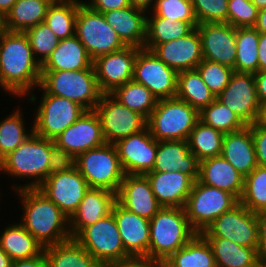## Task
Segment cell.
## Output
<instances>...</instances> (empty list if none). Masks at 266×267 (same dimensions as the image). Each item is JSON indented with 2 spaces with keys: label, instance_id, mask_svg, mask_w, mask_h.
Wrapping results in <instances>:
<instances>
[{
  "label": "cell",
  "instance_id": "37",
  "mask_svg": "<svg viewBox=\"0 0 266 267\" xmlns=\"http://www.w3.org/2000/svg\"><path fill=\"white\" fill-rule=\"evenodd\" d=\"M22 111L23 109L17 104L10 114H6V117L0 120V160L14 151L33 133L32 123H28L31 127L29 130L26 129L27 118H24Z\"/></svg>",
  "mask_w": 266,
  "mask_h": 267
},
{
  "label": "cell",
  "instance_id": "66",
  "mask_svg": "<svg viewBox=\"0 0 266 267\" xmlns=\"http://www.w3.org/2000/svg\"><path fill=\"white\" fill-rule=\"evenodd\" d=\"M45 1H47L49 4L52 5V4H60V3H63L67 0H45Z\"/></svg>",
  "mask_w": 266,
  "mask_h": 267
},
{
  "label": "cell",
  "instance_id": "46",
  "mask_svg": "<svg viewBox=\"0 0 266 267\" xmlns=\"http://www.w3.org/2000/svg\"><path fill=\"white\" fill-rule=\"evenodd\" d=\"M147 17H166L173 20L188 22L196 28L198 22L195 18L191 0H156Z\"/></svg>",
  "mask_w": 266,
  "mask_h": 267
},
{
  "label": "cell",
  "instance_id": "17",
  "mask_svg": "<svg viewBox=\"0 0 266 267\" xmlns=\"http://www.w3.org/2000/svg\"><path fill=\"white\" fill-rule=\"evenodd\" d=\"M139 50L134 46H126L93 60L97 82L103 94H110L117 87L133 80L134 63Z\"/></svg>",
  "mask_w": 266,
  "mask_h": 267
},
{
  "label": "cell",
  "instance_id": "3",
  "mask_svg": "<svg viewBox=\"0 0 266 267\" xmlns=\"http://www.w3.org/2000/svg\"><path fill=\"white\" fill-rule=\"evenodd\" d=\"M50 149L51 140L32 133L14 151L0 160V174H6L5 177L8 175L14 182L11 191L38 188L47 179ZM15 179L23 180L24 184H17ZM25 180L27 181L24 182Z\"/></svg>",
  "mask_w": 266,
  "mask_h": 267
},
{
  "label": "cell",
  "instance_id": "40",
  "mask_svg": "<svg viewBox=\"0 0 266 267\" xmlns=\"http://www.w3.org/2000/svg\"><path fill=\"white\" fill-rule=\"evenodd\" d=\"M224 134L198 120L188 138L190 152L199 162L222 153Z\"/></svg>",
  "mask_w": 266,
  "mask_h": 267
},
{
  "label": "cell",
  "instance_id": "20",
  "mask_svg": "<svg viewBox=\"0 0 266 267\" xmlns=\"http://www.w3.org/2000/svg\"><path fill=\"white\" fill-rule=\"evenodd\" d=\"M54 142L74 158L89 149L104 145L106 142L98 114L94 110L85 111Z\"/></svg>",
  "mask_w": 266,
  "mask_h": 267
},
{
  "label": "cell",
  "instance_id": "1",
  "mask_svg": "<svg viewBox=\"0 0 266 267\" xmlns=\"http://www.w3.org/2000/svg\"><path fill=\"white\" fill-rule=\"evenodd\" d=\"M41 65L24 32L7 31L0 38V90L14 99L25 98L40 85Z\"/></svg>",
  "mask_w": 266,
  "mask_h": 267
},
{
  "label": "cell",
  "instance_id": "56",
  "mask_svg": "<svg viewBox=\"0 0 266 267\" xmlns=\"http://www.w3.org/2000/svg\"><path fill=\"white\" fill-rule=\"evenodd\" d=\"M253 75L256 83L257 97L261 106H263L266 104V70L258 71Z\"/></svg>",
  "mask_w": 266,
  "mask_h": 267
},
{
  "label": "cell",
  "instance_id": "53",
  "mask_svg": "<svg viewBox=\"0 0 266 267\" xmlns=\"http://www.w3.org/2000/svg\"><path fill=\"white\" fill-rule=\"evenodd\" d=\"M109 267H164V262L149 256H129Z\"/></svg>",
  "mask_w": 266,
  "mask_h": 267
},
{
  "label": "cell",
  "instance_id": "11",
  "mask_svg": "<svg viewBox=\"0 0 266 267\" xmlns=\"http://www.w3.org/2000/svg\"><path fill=\"white\" fill-rule=\"evenodd\" d=\"M239 201L224 190L194 181L191 193L184 206L191 227L202 233L221 214L230 210Z\"/></svg>",
  "mask_w": 266,
  "mask_h": 267
},
{
  "label": "cell",
  "instance_id": "39",
  "mask_svg": "<svg viewBox=\"0 0 266 267\" xmlns=\"http://www.w3.org/2000/svg\"><path fill=\"white\" fill-rule=\"evenodd\" d=\"M121 104L141 114L146 120L155 109L158 99L143 84L128 81L110 93Z\"/></svg>",
  "mask_w": 266,
  "mask_h": 267
},
{
  "label": "cell",
  "instance_id": "28",
  "mask_svg": "<svg viewBox=\"0 0 266 267\" xmlns=\"http://www.w3.org/2000/svg\"><path fill=\"white\" fill-rule=\"evenodd\" d=\"M198 181L231 193L238 201L244 189V176L222 155L199 162Z\"/></svg>",
  "mask_w": 266,
  "mask_h": 267
},
{
  "label": "cell",
  "instance_id": "52",
  "mask_svg": "<svg viewBox=\"0 0 266 267\" xmlns=\"http://www.w3.org/2000/svg\"><path fill=\"white\" fill-rule=\"evenodd\" d=\"M82 2L92 10L100 13L131 6L129 0H82Z\"/></svg>",
  "mask_w": 266,
  "mask_h": 267
},
{
  "label": "cell",
  "instance_id": "33",
  "mask_svg": "<svg viewBox=\"0 0 266 267\" xmlns=\"http://www.w3.org/2000/svg\"><path fill=\"white\" fill-rule=\"evenodd\" d=\"M164 267H216V263L209 242L201 233H197L164 261Z\"/></svg>",
  "mask_w": 266,
  "mask_h": 267
},
{
  "label": "cell",
  "instance_id": "19",
  "mask_svg": "<svg viewBox=\"0 0 266 267\" xmlns=\"http://www.w3.org/2000/svg\"><path fill=\"white\" fill-rule=\"evenodd\" d=\"M201 38L203 59L234 69L237 54L236 28L229 23L197 25Z\"/></svg>",
  "mask_w": 266,
  "mask_h": 267
},
{
  "label": "cell",
  "instance_id": "50",
  "mask_svg": "<svg viewBox=\"0 0 266 267\" xmlns=\"http://www.w3.org/2000/svg\"><path fill=\"white\" fill-rule=\"evenodd\" d=\"M75 167V158L51 140L49 175L67 172Z\"/></svg>",
  "mask_w": 266,
  "mask_h": 267
},
{
  "label": "cell",
  "instance_id": "18",
  "mask_svg": "<svg viewBox=\"0 0 266 267\" xmlns=\"http://www.w3.org/2000/svg\"><path fill=\"white\" fill-rule=\"evenodd\" d=\"M124 174H146L152 171L157 140L146 127L141 132L118 140L115 144Z\"/></svg>",
  "mask_w": 266,
  "mask_h": 267
},
{
  "label": "cell",
  "instance_id": "60",
  "mask_svg": "<svg viewBox=\"0 0 266 267\" xmlns=\"http://www.w3.org/2000/svg\"><path fill=\"white\" fill-rule=\"evenodd\" d=\"M16 1L17 0H0V12L6 16Z\"/></svg>",
  "mask_w": 266,
  "mask_h": 267
},
{
  "label": "cell",
  "instance_id": "41",
  "mask_svg": "<svg viewBox=\"0 0 266 267\" xmlns=\"http://www.w3.org/2000/svg\"><path fill=\"white\" fill-rule=\"evenodd\" d=\"M260 33L254 27L236 28L235 72H258V44Z\"/></svg>",
  "mask_w": 266,
  "mask_h": 267
},
{
  "label": "cell",
  "instance_id": "2",
  "mask_svg": "<svg viewBox=\"0 0 266 267\" xmlns=\"http://www.w3.org/2000/svg\"><path fill=\"white\" fill-rule=\"evenodd\" d=\"M19 198L22 213L19 222L46 248L72 238L69 218L38 188L13 192Z\"/></svg>",
  "mask_w": 266,
  "mask_h": 267
},
{
  "label": "cell",
  "instance_id": "8",
  "mask_svg": "<svg viewBox=\"0 0 266 267\" xmlns=\"http://www.w3.org/2000/svg\"><path fill=\"white\" fill-rule=\"evenodd\" d=\"M75 167L90 188H103L118 193L124 172L114 144L89 149L75 158Z\"/></svg>",
  "mask_w": 266,
  "mask_h": 267
},
{
  "label": "cell",
  "instance_id": "34",
  "mask_svg": "<svg viewBox=\"0 0 266 267\" xmlns=\"http://www.w3.org/2000/svg\"><path fill=\"white\" fill-rule=\"evenodd\" d=\"M217 267H256L258 248L240 246L226 238H206Z\"/></svg>",
  "mask_w": 266,
  "mask_h": 267
},
{
  "label": "cell",
  "instance_id": "12",
  "mask_svg": "<svg viewBox=\"0 0 266 267\" xmlns=\"http://www.w3.org/2000/svg\"><path fill=\"white\" fill-rule=\"evenodd\" d=\"M201 234L205 238H226L240 246L258 248L257 215L238 202Z\"/></svg>",
  "mask_w": 266,
  "mask_h": 267
},
{
  "label": "cell",
  "instance_id": "15",
  "mask_svg": "<svg viewBox=\"0 0 266 267\" xmlns=\"http://www.w3.org/2000/svg\"><path fill=\"white\" fill-rule=\"evenodd\" d=\"M217 99L233 111L246 126L260 119L262 106L257 97L252 73L234 72L229 84Z\"/></svg>",
  "mask_w": 266,
  "mask_h": 267
},
{
  "label": "cell",
  "instance_id": "10",
  "mask_svg": "<svg viewBox=\"0 0 266 267\" xmlns=\"http://www.w3.org/2000/svg\"><path fill=\"white\" fill-rule=\"evenodd\" d=\"M75 239L103 267H109L130 256L122 244L112 212L96 223L85 227Z\"/></svg>",
  "mask_w": 266,
  "mask_h": 267
},
{
  "label": "cell",
  "instance_id": "38",
  "mask_svg": "<svg viewBox=\"0 0 266 267\" xmlns=\"http://www.w3.org/2000/svg\"><path fill=\"white\" fill-rule=\"evenodd\" d=\"M193 29L188 22L181 20L166 17H147L144 49L151 51L156 45L184 37Z\"/></svg>",
  "mask_w": 266,
  "mask_h": 267
},
{
  "label": "cell",
  "instance_id": "27",
  "mask_svg": "<svg viewBox=\"0 0 266 267\" xmlns=\"http://www.w3.org/2000/svg\"><path fill=\"white\" fill-rule=\"evenodd\" d=\"M147 13L131 5L105 12L103 15L126 46L143 49L146 40Z\"/></svg>",
  "mask_w": 266,
  "mask_h": 267
},
{
  "label": "cell",
  "instance_id": "49",
  "mask_svg": "<svg viewBox=\"0 0 266 267\" xmlns=\"http://www.w3.org/2000/svg\"><path fill=\"white\" fill-rule=\"evenodd\" d=\"M258 11L251 0H229L227 23L235 28L254 27Z\"/></svg>",
  "mask_w": 266,
  "mask_h": 267
},
{
  "label": "cell",
  "instance_id": "4",
  "mask_svg": "<svg viewBox=\"0 0 266 267\" xmlns=\"http://www.w3.org/2000/svg\"><path fill=\"white\" fill-rule=\"evenodd\" d=\"M149 234V257L164 262L197 232L191 227L184 208L162 207L150 219Z\"/></svg>",
  "mask_w": 266,
  "mask_h": 267
},
{
  "label": "cell",
  "instance_id": "32",
  "mask_svg": "<svg viewBox=\"0 0 266 267\" xmlns=\"http://www.w3.org/2000/svg\"><path fill=\"white\" fill-rule=\"evenodd\" d=\"M48 267H103L75 238L44 248Z\"/></svg>",
  "mask_w": 266,
  "mask_h": 267
},
{
  "label": "cell",
  "instance_id": "22",
  "mask_svg": "<svg viewBox=\"0 0 266 267\" xmlns=\"http://www.w3.org/2000/svg\"><path fill=\"white\" fill-rule=\"evenodd\" d=\"M151 52L177 72L196 69L203 60L197 28L177 40L156 45Z\"/></svg>",
  "mask_w": 266,
  "mask_h": 267
},
{
  "label": "cell",
  "instance_id": "64",
  "mask_svg": "<svg viewBox=\"0 0 266 267\" xmlns=\"http://www.w3.org/2000/svg\"><path fill=\"white\" fill-rule=\"evenodd\" d=\"M251 2L258 8L262 9L266 7V0H251Z\"/></svg>",
  "mask_w": 266,
  "mask_h": 267
},
{
  "label": "cell",
  "instance_id": "24",
  "mask_svg": "<svg viewBox=\"0 0 266 267\" xmlns=\"http://www.w3.org/2000/svg\"><path fill=\"white\" fill-rule=\"evenodd\" d=\"M180 171L193 181L198 180L199 161L190 152L188 141H157L155 163L150 172Z\"/></svg>",
  "mask_w": 266,
  "mask_h": 267
},
{
  "label": "cell",
  "instance_id": "43",
  "mask_svg": "<svg viewBox=\"0 0 266 267\" xmlns=\"http://www.w3.org/2000/svg\"><path fill=\"white\" fill-rule=\"evenodd\" d=\"M239 202L253 213L266 210V167H257L244 177V189Z\"/></svg>",
  "mask_w": 266,
  "mask_h": 267
},
{
  "label": "cell",
  "instance_id": "42",
  "mask_svg": "<svg viewBox=\"0 0 266 267\" xmlns=\"http://www.w3.org/2000/svg\"><path fill=\"white\" fill-rule=\"evenodd\" d=\"M82 0H67L48 7L44 23L59 40L75 36L78 7Z\"/></svg>",
  "mask_w": 266,
  "mask_h": 267
},
{
  "label": "cell",
  "instance_id": "36",
  "mask_svg": "<svg viewBox=\"0 0 266 267\" xmlns=\"http://www.w3.org/2000/svg\"><path fill=\"white\" fill-rule=\"evenodd\" d=\"M176 97L198 112L216 99L196 69L178 72Z\"/></svg>",
  "mask_w": 266,
  "mask_h": 267
},
{
  "label": "cell",
  "instance_id": "29",
  "mask_svg": "<svg viewBox=\"0 0 266 267\" xmlns=\"http://www.w3.org/2000/svg\"><path fill=\"white\" fill-rule=\"evenodd\" d=\"M221 155L244 177L256 167V153L251 128L224 134Z\"/></svg>",
  "mask_w": 266,
  "mask_h": 267
},
{
  "label": "cell",
  "instance_id": "26",
  "mask_svg": "<svg viewBox=\"0 0 266 267\" xmlns=\"http://www.w3.org/2000/svg\"><path fill=\"white\" fill-rule=\"evenodd\" d=\"M116 194L103 188H89L79 207L69 218L70 234L75 238L85 227L111 213Z\"/></svg>",
  "mask_w": 266,
  "mask_h": 267
},
{
  "label": "cell",
  "instance_id": "25",
  "mask_svg": "<svg viewBox=\"0 0 266 267\" xmlns=\"http://www.w3.org/2000/svg\"><path fill=\"white\" fill-rule=\"evenodd\" d=\"M162 207L184 208L194 181L180 171L147 172L144 174Z\"/></svg>",
  "mask_w": 266,
  "mask_h": 267
},
{
  "label": "cell",
  "instance_id": "61",
  "mask_svg": "<svg viewBox=\"0 0 266 267\" xmlns=\"http://www.w3.org/2000/svg\"><path fill=\"white\" fill-rule=\"evenodd\" d=\"M12 259L0 246V267H11Z\"/></svg>",
  "mask_w": 266,
  "mask_h": 267
},
{
  "label": "cell",
  "instance_id": "14",
  "mask_svg": "<svg viewBox=\"0 0 266 267\" xmlns=\"http://www.w3.org/2000/svg\"><path fill=\"white\" fill-rule=\"evenodd\" d=\"M133 80L143 84L158 100L177 95L178 72L144 48L137 53Z\"/></svg>",
  "mask_w": 266,
  "mask_h": 267
},
{
  "label": "cell",
  "instance_id": "62",
  "mask_svg": "<svg viewBox=\"0 0 266 267\" xmlns=\"http://www.w3.org/2000/svg\"><path fill=\"white\" fill-rule=\"evenodd\" d=\"M7 32L6 17L0 12V38Z\"/></svg>",
  "mask_w": 266,
  "mask_h": 267
},
{
  "label": "cell",
  "instance_id": "7",
  "mask_svg": "<svg viewBox=\"0 0 266 267\" xmlns=\"http://www.w3.org/2000/svg\"><path fill=\"white\" fill-rule=\"evenodd\" d=\"M199 112L187 102L174 98L159 99L147 120V127L157 141H187Z\"/></svg>",
  "mask_w": 266,
  "mask_h": 267
},
{
  "label": "cell",
  "instance_id": "23",
  "mask_svg": "<svg viewBox=\"0 0 266 267\" xmlns=\"http://www.w3.org/2000/svg\"><path fill=\"white\" fill-rule=\"evenodd\" d=\"M111 212L125 251L130 256H149L150 220L126 210L117 201Z\"/></svg>",
  "mask_w": 266,
  "mask_h": 267
},
{
  "label": "cell",
  "instance_id": "63",
  "mask_svg": "<svg viewBox=\"0 0 266 267\" xmlns=\"http://www.w3.org/2000/svg\"><path fill=\"white\" fill-rule=\"evenodd\" d=\"M256 267H266V253L258 255Z\"/></svg>",
  "mask_w": 266,
  "mask_h": 267
},
{
  "label": "cell",
  "instance_id": "45",
  "mask_svg": "<svg viewBox=\"0 0 266 267\" xmlns=\"http://www.w3.org/2000/svg\"><path fill=\"white\" fill-rule=\"evenodd\" d=\"M29 39L33 54L42 66L59 44V38L43 22L24 32Z\"/></svg>",
  "mask_w": 266,
  "mask_h": 267
},
{
  "label": "cell",
  "instance_id": "55",
  "mask_svg": "<svg viewBox=\"0 0 266 267\" xmlns=\"http://www.w3.org/2000/svg\"><path fill=\"white\" fill-rule=\"evenodd\" d=\"M11 267H48L47 257L43 251L40 255L12 261Z\"/></svg>",
  "mask_w": 266,
  "mask_h": 267
},
{
  "label": "cell",
  "instance_id": "57",
  "mask_svg": "<svg viewBox=\"0 0 266 267\" xmlns=\"http://www.w3.org/2000/svg\"><path fill=\"white\" fill-rule=\"evenodd\" d=\"M258 71L266 70V34L260 33L258 44Z\"/></svg>",
  "mask_w": 266,
  "mask_h": 267
},
{
  "label": "cell",
  "instance_id": "54",
  "mask_svg": "<svg viewBox=\"0 0 266 267\" xmlns=\"http://www.w3.org/2000/svg\"><path fill=\"white\" fill-rule=\"evenodd\" d=\"M258 221V253H266V210L256 213Z\"/></svg>",
  "mask_w": 266,
  "mask_h": 267
},
{
  "label": "cell",
  "instance_id": "47",
  "mask_svg": "<svg viewBox=\"0 0 266 267\" xmlns=\"http://www.w3.org/2000/svg\"><path fill=\"white\" fill-rule=\"evenodd\" d=\"M196 70L216 98L227 87L234 73V69L230 67L205 59L197 66Z\"/></svg>",
  "mask_w": 266,
  "mask_h": 267
},
{
  "label": "cell",
  "instance_id": "59",
  "mask_svg": "<svg viewBox=\"0 0 266 267\" xmlns=\"http://www.w3.org/2000/svg\"><path fill=\"white\" fill-rule=\"evenodd\" d=\"M134 7L143 9L147 12L151 11L155 5L156 0H129Z\"/></svg>",
  "mask_w": 266,
  "mask_h": 267
},
{
  "label": "cell",
  "instance_id": "21",
  "mask_svg": "<svg viewBox=\"0 0 266 267\" xmlns=\"http://www.w3.org/2000/svg\"><path fill=\"white\" fill-rule=\"evenodd\" d=\"M116 201L126 210L150 220L162 206L145 175L125 174Z\"/></svg>",
  "mask_w": 266,
  "mask_h": 267
},
{
  "label": "cell",
  "instance_id": "9",
  "mask_svg": "<svg viewBox=\"0 0 266 267\" xmlns=\"http://www.w3.org/2000/svg\"><path fill=\"white\" fill-rule=\"evenodd\" d=\"M75 36L92 60L126 47L116 31L106 22L103 13L92 10L82 1L78 7Z\"/></svg>",
  "mask_w": 266,
  "mask_h": 267
},
{
  "label": "cell",
  "instance_id": "44",
  "mask_svg": "<svg viewBox=\"0 0 266 267\" xmlns=\"http://www.w3.org/2000/svg\"><path fill=\"white\" fill-rule=\"evenodd\" d=\"M199 120L223 134L236 132L246 125L217 98L199 112Z\"/></svg>",
  "mask_w": 266,
  "mask_h": 267
},
{
  "label": "cell",
  "instance_id": "13",
  "mask_svg": "<svg viewBox=\"0 0 266 267\" xmlns=\"http://www.w3.org/2000/svg\"><path fill=\"white\" fill-rule=\"evenodd\" d=\"M94 111L99 116L106 143L115 144L147 127V120L141 114L121 104L111 94H103Z\"/></svg>",
  "mask_w": 266,
  "mask_h": 267
},
{
  "label": "cell",
  "instance_id": "51",
  "mask_svg": "<svg viewBox=\"0 0 266 267\" xmlns=\"http://www.w3.org/2000/svg\"><path fill=\"white\" fill-rule=\"evenodd\" d=\"M248 126L254 139L257 165L266 167V125L258 120Z\"/></svg>",
  "mask_w": 266,
  "mask_h": 267
},
{
  "label": "cell",
  "instance_id": "6",
  "mask_svg": "<svg viewBox=\"0 0 266 267\" xmlns=\"http://www.w3.org/2000/svg\"><path fill=\"white\" fill-rule=\"evenodd\" d=\"M39 88L46 94L74 101L86 111L94 110L103 95L94 69L41 71Z\"/></svg>",
  "mask_w": 266,
  "mask_h": 267
},
{
  "label": "cell",
  "instance_id": "31",
  "mask_svg": "<svg viewBox=\"0 0 266 267\" xmlns=\"http://www.w3.org/2000/svg\"><path fill=\"white\" fill-rule=\"evenodd\" d=\"M0 229V246L14 261L40 255L44 248L18 221Z\"/></svg>",
  "mask_w": 266,
  "mask_h": 267
},
{
  "label": "cell",
  "instance_id": "58",
  "mask_svg": "<svg viewBox=\"0 0 266 267\" xmlns=\"http://www.w3.org/2000/svg\"><path fill=\"white\" fill-rule=\"evenodd\" d=\"M254 28L259 33H265L266 34V7L259 9L257 21H256V24L254 25Z\"/></svg>",
  "mask_w": 266,
  "mask_h": 267
},
{
  "label": "cell",
  "instance_id": "5",
  "mask_svg": "<svg viewBox=\"0 0 266 267\" xmlns=\"http://www.w3.org/2000/svg\"><path fill=\"white\" fill-rule=\"evenodd\" d=\"M35 90L42 92L41 97L37 98V93L31 92L25 99L29 101L28 104L34 105L33 133L40 137L54 141L86 111L67 98L46 94L39 86Z\"/></svg>",
  "mask_w": 266,
  "mask_h": 267
},
{
  "label": "cell",
  "instance_id": "65",
  "mask_svg": "<svg viewBox=\"0 0 266 267\" xmlns=\"http://www.w3.org/2000/svg\"><path fill=\"white\" fill-rule=\"evenodd\" d=\"M259 121L266 125V104L262 106V111Z\"/></svg>",
  "mask_w": 266,
  "mask_h": 267
},
{
  "label": "cell",
  "instance_id": "48",
  "mask_svg": "<svg viewBox=\"0 0 266 267\" xmlns=\"http://www.w3.org/2000/svg\"><path fill=\"white\" fill-rule=\"evenodd\" d=\"M198 24L227 23L229 0H191Z\"/></svg>",
  "mask_w": 266,
  "mask_h": 267
},
{
  "label": "cell",
  "instance_id": "16",
  "mask_svg": "<svg viewBox=\"0 0 266 267\" xmlns=\"http://www.w3.org/2000/svg\"><path fill=\"white\" fill-rule=\"evenodd\" d=\"M89 188L87 181L76 167L67 172L49 175L38 187L68 218L79 207Z\"/></svg>",
  "mask_w": 266,
  "mask_h": 267
},
{
  "label": "cell",
  "instance_id": "30",
  "mask_svg": "<svg viewBox=\"0 0 266 267\" xmlns=\"http://www.w3.org/2000/svg\"><path fill=\"white\" fill-rule=\"evenodd\" d=\"M81 69H94L93 60L76 36L60 40L50 57L41 66V71H76Z\"/></svg>",
  "mask_w": 266,
  "mask_h": 267
},
{
  "label": "cell",
  "instance_id": "35",
  "mask_svg": "<svg viewBox=\"0 0 266 267\" xmlns=\"http://www.w3.org/2000/svg\"><path fill=\"white\" fill-rule=\"evenodd\" d=\"M50 5L45 0H17L5 16L7 31L25 32L43 23Z\"/></svg>",
  "mask_w": 266,
  "mask_h": 267
}]
</instances>
